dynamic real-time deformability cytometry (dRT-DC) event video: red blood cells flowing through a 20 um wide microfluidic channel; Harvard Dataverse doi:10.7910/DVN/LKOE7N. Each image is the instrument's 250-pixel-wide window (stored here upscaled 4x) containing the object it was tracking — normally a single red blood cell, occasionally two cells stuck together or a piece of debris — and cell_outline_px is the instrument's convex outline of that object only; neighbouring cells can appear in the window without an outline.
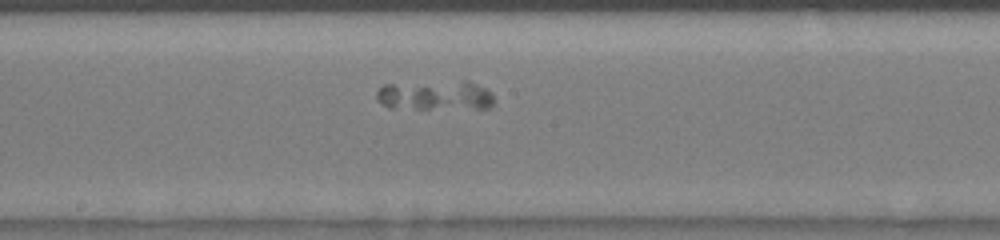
{"species": "human", "species_latin": "Homo sapiens", "temperature_condition": "room temperature", "stored_images_in_passage": 34, "camera_frame_rate_fps": 3000, "um_per_image_px": 0.085, "donor": {"sex": "male"}, "frame": {"image": 1, "passage_image": 14, "time_ms": 4.333, "image_size_px": [1000, 240], "cell_outline_px": [[492, 104], [488, 108], [388, 108], [376, 100], [376, 92], [384, 84], [464, 80], [468, 80], [492, 92]], "centroid_in_image_um": [36.96, 8.09], "position_along_channel_um": 211.2, "area_um2": 20.4}}